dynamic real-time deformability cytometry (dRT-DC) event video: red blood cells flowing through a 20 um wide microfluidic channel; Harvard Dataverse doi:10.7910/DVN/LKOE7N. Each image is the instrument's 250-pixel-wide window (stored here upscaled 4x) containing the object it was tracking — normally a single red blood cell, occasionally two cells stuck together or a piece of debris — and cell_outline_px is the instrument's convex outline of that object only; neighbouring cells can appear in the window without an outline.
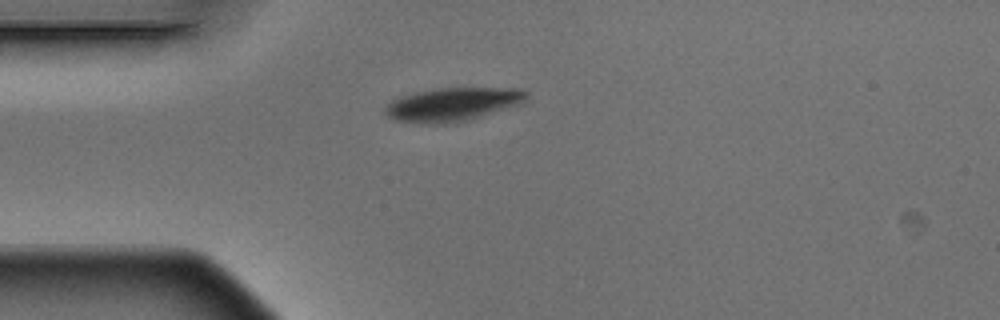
{"species": "Egyptian fruit bat (a non-hibernating species)", "species_latin": "Rousettus aegyptiacus", "temperature_condition": "warm", "stored_images_in_passage": 5, "camera_frame_rate_fps": 3000, "um_per_image_px": 0.085, "animal": {"sex": "male"}, "frame": {"image": 1, "passage_image": 1, "time_ms": 0.0, "image_size_px": [1000, 320], "cell_outline_px": [[528, 96], [520, 104], [468, 120], [444, 124], [432, 124], [392, 120], [384, 112], [384, 108], [392, 100], [416, 92], [436, 88], [520, 88], [528, 92]], "centroid_in_image_um": [38.47, 8.87], "position_along_channel_um": 46.5, "area_um2": 27.46}}
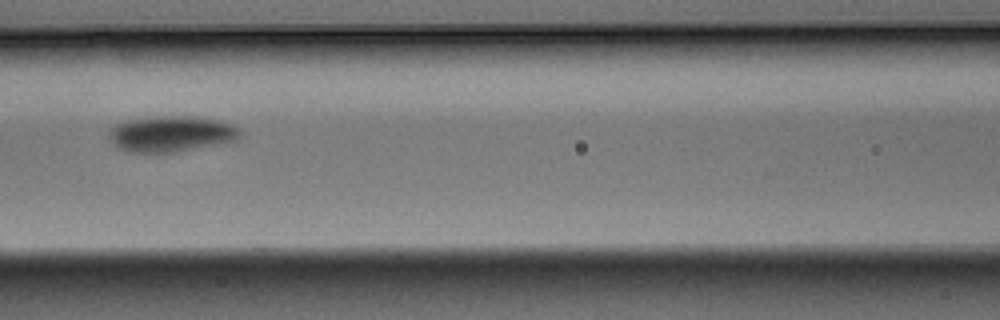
{"frame": {"image": 2, "passage_image": 4, "time_ms": 1.0, "image_size_px": [1000, 320], "cell_outline_px": [[240, 136], [236, 140], [176, 152], [128, 152], [116, 148], [112, 144], [108, 136], [112, 128], [116, 124], [128, 120], [156, 116], [192, 116], [220, 120], [232, 124], [240, 128]], "centroid_in_image_um": [14.54, 11.37], "position_along_channel_um": 152.1, "area_um2": 27.46}}
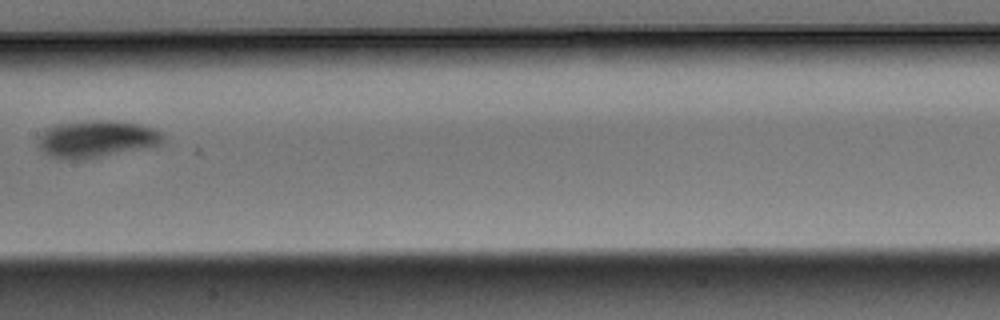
{"frame": {"image": 3, "passage_image": 5, "time_ms": 1.333, "image_size_px": [1000, 320], "cell_outline_px": [[164, 140], [160, 144], [100, 156], [76, 160], [68, 160], [48, 156], [36, 144], [44, 128], [52, 124], [84, 120], [116, 120], [140, 124], [156, 128], [164, 136]], "centroid_in_image_um": [8.14, 11.78], "position_along_channel_um": 199.3, "area_um2": 27.17}}